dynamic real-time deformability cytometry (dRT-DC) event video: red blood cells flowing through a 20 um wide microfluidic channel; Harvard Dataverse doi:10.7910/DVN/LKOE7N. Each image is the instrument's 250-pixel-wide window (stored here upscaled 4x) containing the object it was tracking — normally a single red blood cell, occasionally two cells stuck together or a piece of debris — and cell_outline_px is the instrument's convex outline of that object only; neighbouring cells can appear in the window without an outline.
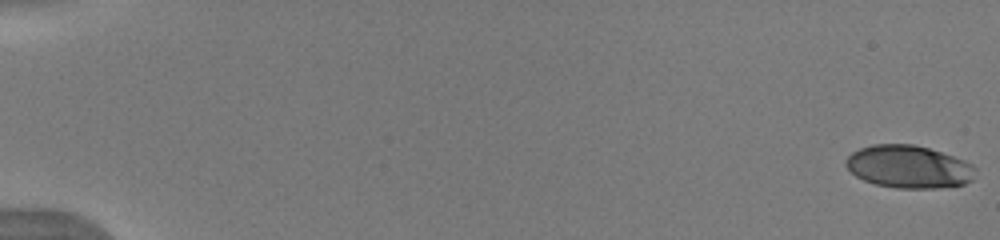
{"species": "human", "species_latin": "Homo sapiens", "temperature_condition": "warm", "stored_images_in_passage": 53, "camera_frame_rate_fps": 3000, "um_per_image_px": 0.085, "donor": {"sex": "male"}, "frame": {"image": 1, "passage_image": 1, "time_ms": 0.0, "image_size_px": [1000, 240], "cell_outline_px": [[976, 168], [972, 180], [964, 184], [936, 188], [896, 188], [876, 184], [864, 180], [856, 176], [844, 164], [844, 160], [852, 152], [860, 148], [872, 144], [912, 144], [928, 148], [964, 160], [972, 164]], "centroid_in_image_um": [77.22, 14.17], "position_along_channel_um": 7.8, "area_um2": 32.14}}
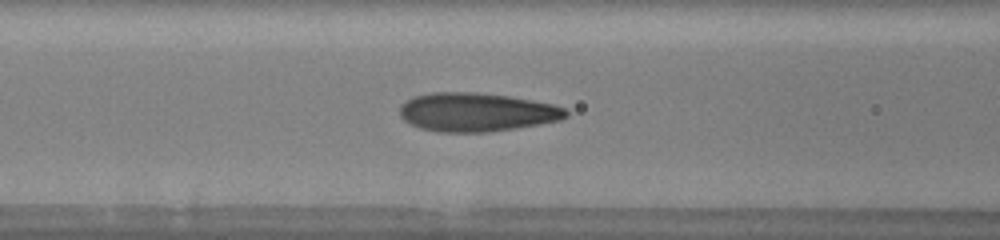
{"frame": {"image": 2, "passage_image": 24, "time_ms": 7.667, "image_size_px": [1000, 240], "cell_outline_px": [[568, 116], [560, 120], [488, 132], [440, 132], [420, 128], [404, 120], [400, 116], [400, 104], [404, 100], [412, 96], [432, 92], [476, 92], [508, 96], [532, 100], [552, 104], [564, 108], [568, 112]], "centroid_in_image_um": [40.45, 9.52], "position_along_channel_um": 126.1, "area_um2": 37.4}}
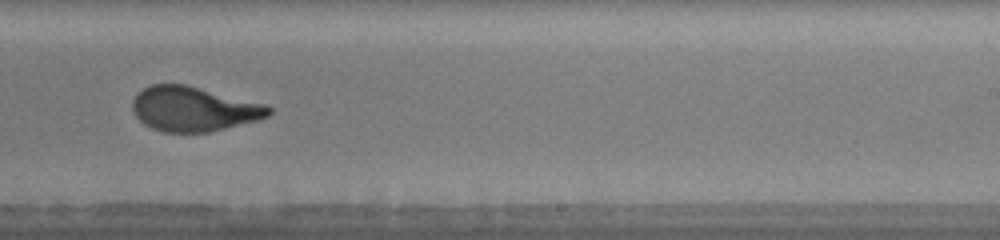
{"frame": {"image": 3, "passage_image": 35, "time_ms": 11.333, "image_size_px": [1000, 240], "cell_outline_px": [[272, 112], [268, 116], [260, 120], [208, 132], [164, 132], [152, 128], [144, 124], [132, 112], [132, 100], [144, 88], [152, 84], [184, 84], [264, 104], [272, 108]], "centroid_in_image_um": [16.45, 9.27], "position_along_channel_um": 272.5, "area_um2": 35.2}, "authors_computed_cell_mechanics": {"area_um2": 35.258, "velocity_mm_per_s": 3.9988, "shape_relaxation_time_tau1_ms": 4.1081, "shape_relaxation_time_tau2_ms": null, "deformation_change_tau1": 0.2263, "deformation_change_tau2": null}}